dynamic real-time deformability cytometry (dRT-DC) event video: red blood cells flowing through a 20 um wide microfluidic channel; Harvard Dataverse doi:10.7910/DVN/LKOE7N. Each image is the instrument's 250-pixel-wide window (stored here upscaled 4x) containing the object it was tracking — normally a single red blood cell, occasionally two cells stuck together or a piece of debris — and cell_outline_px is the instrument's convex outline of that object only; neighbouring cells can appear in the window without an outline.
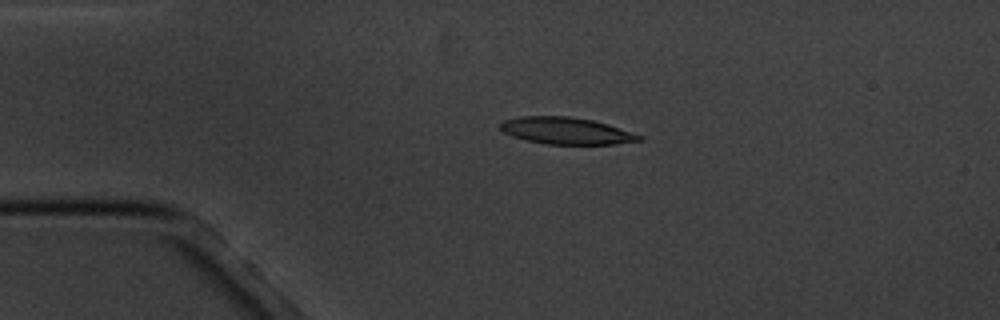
{"species": "common noctule bat (a hibernating species)", "species_latin": "Nyctalus noctula", "temperature_condition": "cold", "stored_images_in_passage": 4, "camera_frame_rate_fps": 3000, "um_per_image_px": 0.085, "animal": {"sex": "male", "body_mass_g": 20.1, "forearm_length_mm": 53.5}, "frame": {"image": 1, "passage_image": 3, "time_ms": 3.333, "image_size_px": [1000, 320], "cell_outline_px": [[644, 140], [616, 144], [548, 144], [528, 140], [512, 136], [504, 132], [500, 128], [500, 124], [504, 120], [520, 116], [572, 116], [592, 120], [608, 124], [644, 136]], "centroid_in_image_um": [48.17, 11.11], "position_along_channel_um": 36.8, "area_um2": 21.73}}